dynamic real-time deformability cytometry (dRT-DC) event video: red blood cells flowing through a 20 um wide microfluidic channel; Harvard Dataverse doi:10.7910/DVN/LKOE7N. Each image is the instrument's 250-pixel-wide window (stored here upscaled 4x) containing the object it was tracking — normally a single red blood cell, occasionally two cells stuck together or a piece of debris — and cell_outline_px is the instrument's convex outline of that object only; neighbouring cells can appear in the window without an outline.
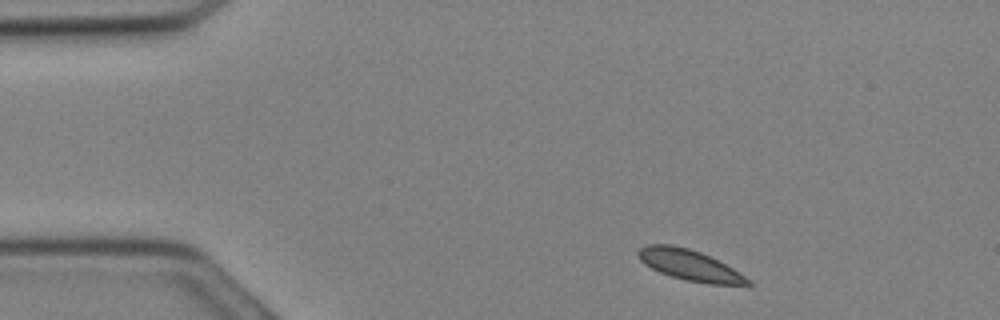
{"species": "Egyptian fruit bat (a non-hibernating species)", "species_latin": "Rousettus aegyptiacus", "temperature_condition": "cold", "stored_images_in_passage": 28, "camera_frame_rate_fps": 3000, "um_per_image_px": 0.085, "animal": {"sex": "female"}, "frame": {"image": 1, "passage_image": 2, "time_ms": 0.333, "image_size_px": [1000, 320], "cell_outline_px": [[752, 284], [708, 284], [688, 280], [672, 276], [660, 272], [644, 264], [640, 260], [636, 252], [640, 248], [648, 244], [672, 244], [688, 248], [700, 252], [740, 272], [752, 280]], "centroid_in_image_um": [58.6, 22.52], "position_along_channel_um": 26.4, "area_um2": 19.36}}
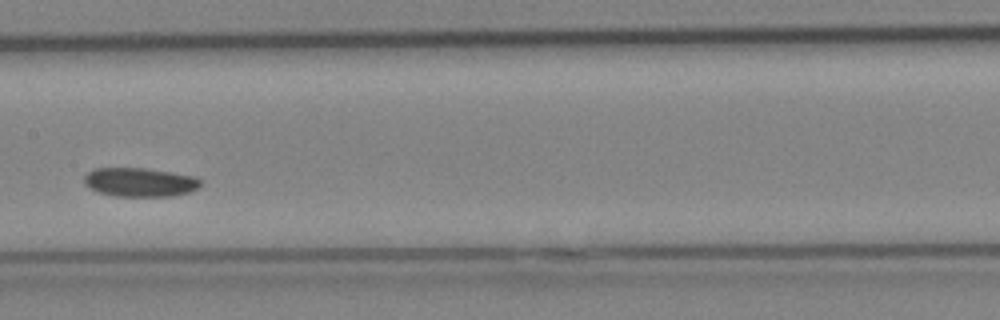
{"frame": {"image": 2, "passage_image": 13, "time_ms": 4.0, "image_size_px": [1000, 320], "cell_outline_px": [[204, 180], [196, 188], [188, 192], [172, 196], [116, 196], [96, 192], [84, 184], [84, 176], [92, 168], [144, 168], [196, 176]], "centroid_in_image_um": [11.87, 15.48], "position_along_channel_um": 195.5, "area_um2": 19.71}}
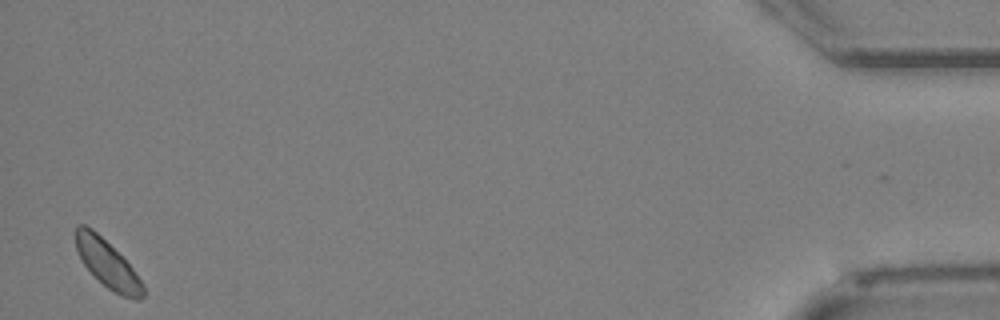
{"frame": {"image": 3, "passage_image": 28, "time_ms": 9.0, "image_size_px": [1000, 320], "cell_outline_px": [[144, 296], [140, 300], [136, 300], [120, 296], [108, 288], [84, 264], [76, 248], [76, 224], [84, 224], [92, 228], [132, 268], [144, 284]], "centroid_in_image_um": [9.15, 22.46], "position_along_channel_um": 426.0, "area_um2": 18.09}}